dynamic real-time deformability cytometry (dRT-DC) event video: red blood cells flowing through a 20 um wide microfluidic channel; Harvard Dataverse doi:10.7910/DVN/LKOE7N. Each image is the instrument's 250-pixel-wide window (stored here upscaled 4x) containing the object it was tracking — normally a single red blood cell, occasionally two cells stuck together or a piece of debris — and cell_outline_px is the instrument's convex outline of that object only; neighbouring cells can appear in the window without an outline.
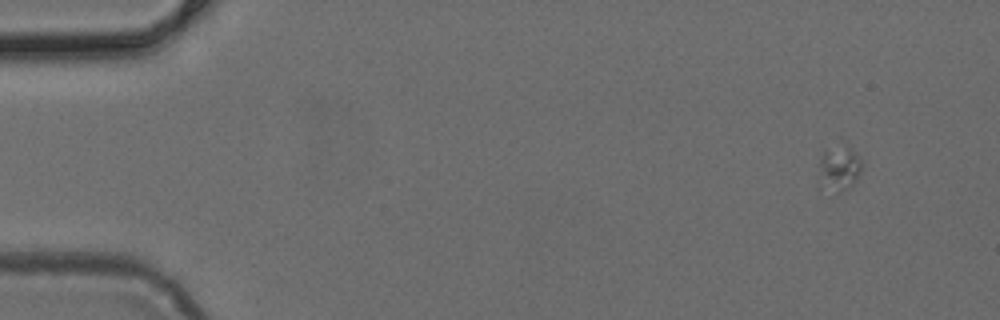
{"species": "common noctule bat (a hibernating species)", "species_latin": "Nyctalus noctula", "temperature_condition": "cold", "stored_images_in_passage": 4, "camera_frame_rate_fps": 3000, "um_per_image_px": 0.085, "animal": {"sex": "female", "body_mass_g": 24.6, "forearm_length_mm": 56.2}, "frame": {"image": 1, "passage_image": 1, "time_ms": 0.0, "image_size_px": [1000, 320], "cell_outline_px": [[860, 172], [856, 180], [848, 188], [840, 192], [836, 192], [828, 188], [820, 168], [820, 160], [824, 152], [848, 144], [860, 160]], "centroid_in_image_um": [71.41, 14.28], "position_along_channel_um": 13.6, "area_um2": 10.17}}